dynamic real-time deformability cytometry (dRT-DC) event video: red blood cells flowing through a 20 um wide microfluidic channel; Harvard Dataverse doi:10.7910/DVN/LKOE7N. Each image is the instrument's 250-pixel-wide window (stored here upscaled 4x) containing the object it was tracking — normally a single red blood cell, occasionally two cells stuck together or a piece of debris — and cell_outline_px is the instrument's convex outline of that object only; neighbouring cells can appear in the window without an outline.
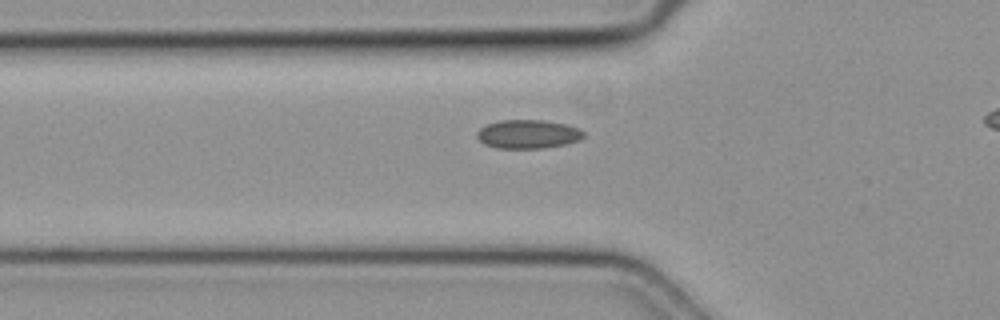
{"species": "common noctule bat (a hibernating species)", "species_latin": "Nyctalus noctula", "temperature_condition": "cold", "stored_images_in_passage": 31, "camera_frame_rate_fps": 3000, "um_per_image_px": 0.085, "animal": {"sex": "female", "body_mass_g": 19.3, "forearm_length_mm": 54.1}, "frame": {"image": 1, "passage_image": 3, "time_ms": 0.667, "image_size_px": [1000, 320], "cell_outline_px": [[584, 136], [580, 140], [568, 144], [544, 148], [496, 148], [484, 144], [476, 136], [476, 132], [480, 128], [488, 124], [500, 120], [544, 120], [564, 124], [580, 128], [584, 132]], "centroid_in_image_um": [44.89, 11.4], "position_along_channel_um": 80.9, "area_um2": 17.98}}
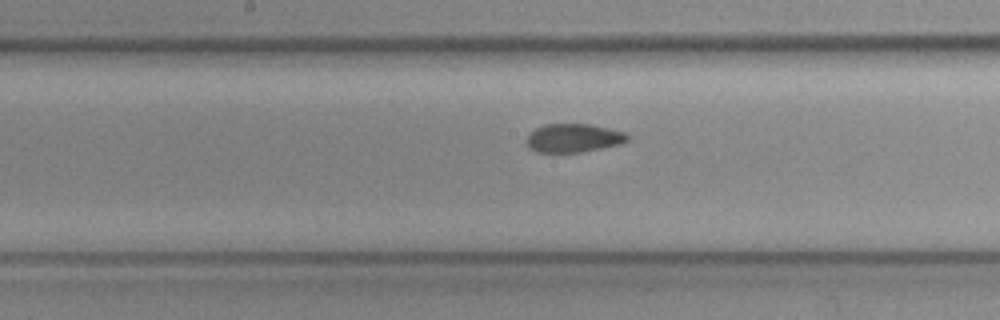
{"frame": {"image": 2, "passage_image": 12, "time_ms": 3.667, "image_size_px": [1000, 320], "cell_outline_px": [[628, 140], [620, 144], [580, 152], [536, 152], [528, 148], [528, 136], [536, 128], [544, 124], [592, 124], [628, 132]], "centroid_in_image_um": [48.79, 11.72], "position_along_channel_um": 199.4, "area_um2": 16.76}}
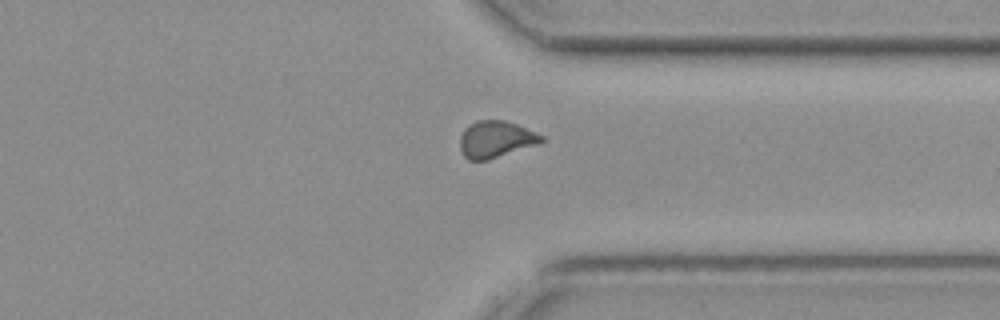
{"frame": {"image": 3, "passage_image": 25, "time_ms": 8.0, "image_size_px": [1000, 320], "cell_outline_px": [[544, 140], [540, 144], [488, 160], [468, 160], [464, 156], [460, 148], [460, 136], [464, 128], [468, 124], [476, 120], [504, 120], [516, 124], [536, 132], [544, 136]], "centroid_in_image_um": [42.14, 11.84], "position_along_channel_um": 369.3, "area_um2": 17.69}}